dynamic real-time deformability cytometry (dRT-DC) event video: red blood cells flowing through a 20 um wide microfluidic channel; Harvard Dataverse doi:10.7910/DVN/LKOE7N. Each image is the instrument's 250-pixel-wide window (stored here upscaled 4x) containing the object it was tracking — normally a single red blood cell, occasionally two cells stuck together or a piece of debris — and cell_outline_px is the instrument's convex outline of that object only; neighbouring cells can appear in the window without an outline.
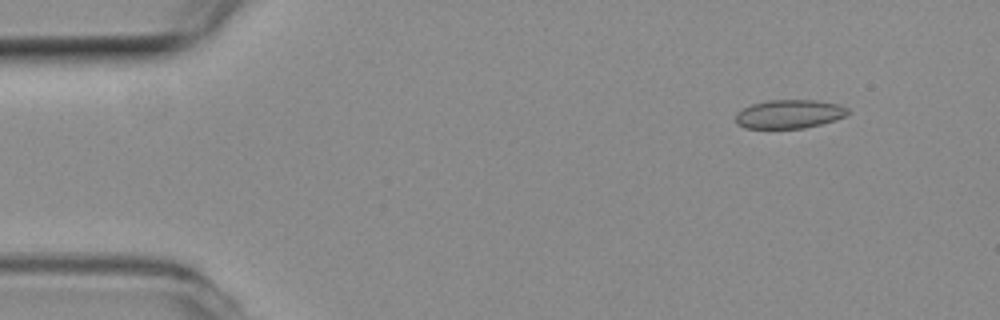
{"species": "common noctule bat (a hibernating species)", "species_latin": "Nyctalus noctula", "temperature_condition": "room temperature", "stored_images_in_passage": 54, "camera_frame_rate_fps": 3000, "um_per_image_px": 0.085, "animal": {"sex": "female", "body_mass_g": 19.3, "forearm_length_mm": 54.1}, "frame": {"image": 1, "passage_image": 6, "time_ms": 1.667, "image_size_px": [1000, 320], "cell_outline_px": [[848, 112], [844, 116], [836, 120], [804, 128], [744, 128], [736, 124], [736, 112], [752, 104], [768, 100], [816, 100], [840, 104], [848, 108]], "centroid_in_image_um": [67.08, 9.69], "position_along_channel_um": 17.9, "area_um2": 18.79}}
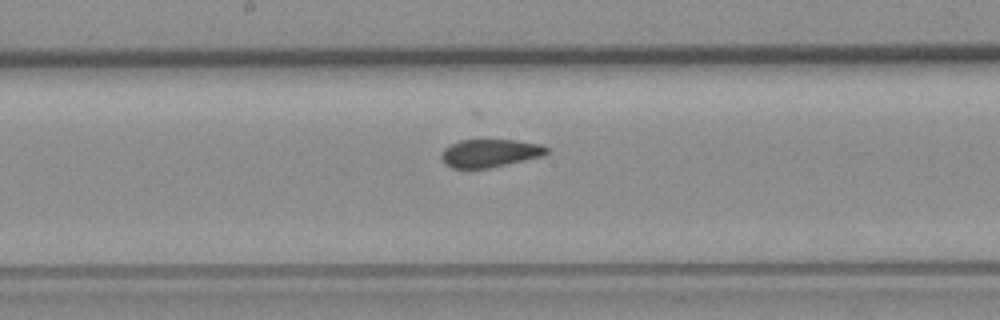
{"frame": {"image": 2, "passage_image": 28, "time_ms": 9.0, "image_size_px": [1000, 320], "cell_outline_px": [[548, 152], [544, 156], [488, 168], [452, 168], [444, 164], [440, 156], [444, 148], [460, 140], [516, 140], [540, 144], [548, 148]], "centroid_in_image_um": [41.64, 13.02], "position_along_channel_um": 206.6, "area_um2": 17.17}}
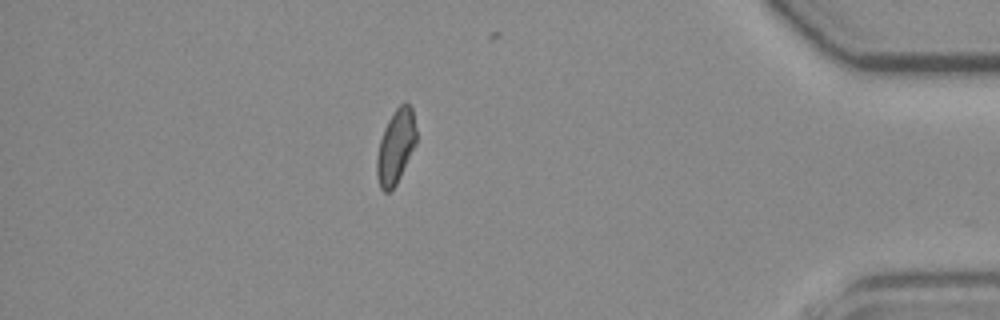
{"frame": {"image": 3, "passage_image": 47, "time_ms": 15.333, "image_size_px": [1000, 320], "cell_outline_px": [[416, 144], [396, 184], [388, 192], [384, 192], [380, 188], [376, 172], [376, 160], [380, 140], [384, 128], [388, 120], [396, 108], [400, 104], [408, 104], [412, 108], [416, 128]], "centroid_in_image_um": [33.63, 12.46], "position_along_channel_um": 401.6, "area_um2": 16.88}, "authors_computed_cell_mechanics": {"area_um2": 18.1492, "velocity_mm_per_s": 3.8049, "shape_relaxation_time_tau1_ms": null, "shape_relaxation_time_tau2_ms": 0.9726, "deformation_change_tau1": null, "deformation_change_tau2": 0.0479}}